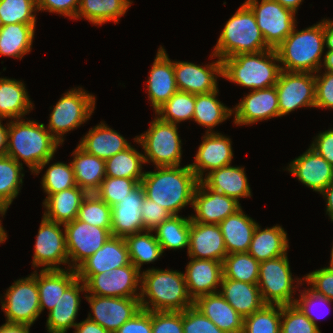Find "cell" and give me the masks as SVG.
<instances>
[{
    "label": "cell",
    "instance_id": "6da1fadb",
    "mask_svg": "<svg viewBox=\"0 0 333 333\" xmlns=\"http://www.w3.org/2000/svg\"><path fill=\"white\" fill-rule=\"evenodd\" d=\"M59 145L44 123L23 118L8 123L6 155L21 165L25 163L32 174L39 175L53 159Z\"/></svg>",
    "mask_w": 333,
    "mask_h": 333
},
{
    "label": "cell",
    "instance_id": "7a4b0ae2",
    "mask_svg": "<svg viewBox=\"0 0 333 333\" xmlns=\"http://www.w3.org/2000/svg\"><path fill=\"white\" fill-rule=\"evenodd\" d=\"M155 168L156 171H145L140 183L145 196L172 215H179L188 204L193 206V195L199 180L189 164Z\"/></svg>",
    "mask_w": 333,
    "mask_h": 333
},
{
    "label": "cell",
    "instance_id": "3957f363",
    "mask_svg": "<svg viewBox=\"0 0 333 333\" xmlns=\"http://www.w3.org/2000/svg\"><path fill=\"white\" fill-rule=\"evenodd\" d=\"M139 292L143 310L182 312L194 306L181 271L154 267L144 270Z\"/></svg>",
    "mask_w": 333,
    "mask_h": 333
},
{
    "label": "cell",
    "instance_id": "277c9868",
    "mask_svg": "<svg viewBox=\"0 0 333 333\" xmlns=\"http://www.w3.org/2000/svg\"><path fill=\"white\" fill-rule=\"evenodd\" d=\"M324 48L323 19L321 22L299 31L295 26L275 50L283 71L316 73L321 69Z\"/></svg>",
    "mask_w": 333,
    "mask_h": 333
},
{
    "label": "cell",
    "instance_id": "5b68a950",
    "mask_svg": "<svg viewBox=\"0 0 333 333\" xmlns=\"http://www.w3.org/2000/svg\"><path fill=\"white\" fill-rule=\"evenodd\" d=\"M281 71L274 49L238 54L222 60V77L251 91L275 86Z\"/></svg>",
    "mask_w": 333,
    "mask_h": 333
},
{
    "label": "cell",
    "instance_id": "8992f818",
    "mask_svg": "<svg viewBox=\"0 0 333 333\" xmlns=\"http://www.w3.org/2000/svg\"><path fill=\"white\" fill-rule=\"evenodd\" d=\"M269 49L256 23L254 12L244 2L226 22L210 58L223 60L238 54Z\"/></svg>",
    "mask_w": 333,
    "mask_h": 333
},
{
    "label": "cell",
    "instance_id": "52a82bcc",
    "mask_svg": "<svg viewBox=\"0 0 333 333\" xmlns=\"http://www.w3.org/2000/svg\"><path fill=\"white\" fill-rule=\"evenodd\" d=\"M143 148L145 163L155 167L180 166L182 140L176 124L162 121L158 116L151 121L149 129L134 138Z\"/></svg>",
    "mask_w": 333,
    "mask_h": 333
},
{
    "label": "cell",
    "instance_id": "ba28073f",
    "mask_svg": "<svg viewBox=\"0 0 333 333\" xmlns=\"http://www.w3.org/2000/svg\"><path fill=\"white\" fill-rule=\"evenodd\" d=\"M96 97L82 87L72 88L58 100L49 116L48 130L62 145L64 135L90 119L95 110Z\"/></svg>",
    "mask_w": 333,
    "mask_h": 333
},
{
    "label": "cell",
    "instance_id": "9c48e42d",
    "mask_svg": "<svg viewBox=\"0 0 333 333\" xmlns=\"http://www.w3.org/2000/svg\"><path fill=\"white\" fill-rule=\"evenodd\" d=\"M287 254L260 262L258 287L266 305H291L295 303L293 293L304 278L292 277ZM297 282V285H293Z\"/></svg>",
    "mask_w": 333,
    "mask_h": 333
},
{
    "label": "cell",
    "instance_id": "30bf717a",
    "mask_svg": "<svg viewBox=\"0 0 333 333\" xmlns=\"http://www.w3.org/2000/svg\"><path fill=\"white\" fill-rule=\"evenodd\" d=\"M86 286V295L140 298L141 272L130 262L95 275H77Z\"/></svg>",
    "mask_w": 333,
    "mask_h": 333
},
{
    "label": "cell",
    "instance_id": "8fae6325",
    "mask_svg": "<svg viewBox=\"0 0 333 333\" xmlns=\"http://www.w3.org/2000/svg\"><path fill=\"white\" fill-rule=\"evenodd\" d=\"M1 304L6 322L32 326L41 314L36 270L28 277L14 281Z\"/></svg>",
    "mask_w": 333,
    "mask_h": 333
},
{
    "label": "cell",
    "instance_id": "7c38bea8",
    "mask_svg": "<svg viewBox=\"0 0 333 333\" xmlns=\"http://www.w3.org/2000/svg\"><path fill=\"white\" fill-rule=\"evenodd\" d=\"M254 12L256 23L270 49H276L293 31L296 25L295 13L276 0H246Z\"/></svg>",
    "mask_w": 333,
    "mask_h": 333
},
{
    "label": "cell",
    "instance_id": "4fadbf2b",
    "mask_svg": "<svg viewBox=\"0 0 333 333\" xmlns=\"http://www.w3.org/2000/svg\"><path fill=\"white\" fill-rule=\"evenodd\" d=\"M42 217L34 245L33 268L42 267L41 270H63L59 265L68 264L67 269H69L64 225L50 221L44 216Z\"/></svg>",
    "mask_w": 333,
    "mask_h": 333
},
{
    "label": "cell",
    "instance_id": "5bb4252c",
    "mask_svg": "<svg viewBox=\"0 0 333 333\" xmlns=\"http://www.w3.org/2000/svg\"><path fill=\"white\" fill-rule=\"evenodd\" d=\"M275 87L280 117L298 108H315V73L282 70Z\"/></svg>",
    "mask_w": 333,
    "mask_h": 333
},
{
    "label": "cell",
    "instance_id": "9a60e30c",
    "mask_svg": "<svg viewBox=\"0 0 333 333\" xmlns=\"http://www.w3.org/2000/svg\"><path fill=\"white\" fill-rule=\"evenodd\" d=\"M64 229L69 267L74 270L101 248L107 239L112 236L111 232L106 228L90 225L77 219L66 223Z\"/></svg>",
    "mask_w": 333,
    "mask_h": 333
},
{
    "label": "cell",
    "instance_id": "2e32d148",
    "mask_svg": "<svg viewBox=\"0 0 333 333\" xmlns=\"http://www.w3.org/2000/svg\"><path fill=\"white\" fill-rule=\"evenodd\" d=\"M91 307L88 319L96 322L110 333H115L126 321L141 309L139 298L106 297L85 295Z\"/></svg>",
    "mask_w": 333,
    "mask_h": 333
},
{
    "label": "cell",
    "instance_id": "e0dca14e",
    "mask_svg": "<svg viewBox=\"0 0 333 333\" xmlns=\"http://www.w3.org/2000/svg\"><path fill=\"white\" fill-rule=\"evenodd\" d=\"M192 207L195 211V215H191L192 221L219 224L239 210L241 204L235 198L210 189L200 180L194 191Z\"/></svg>",
    "mask_w": 333,
    "mask_h": 333
},
{
    "label": "cell",
    "instance_id": "ac0fdd59",
    "mask_svg": "<svg viewBox=\"0 0 333 333\" xmlns=\"http://www.w3.org/2000/svg\"><path fill=\"white\" fill-rule=\"evenodd\" d=\"M178 91L191 94H206L218 89L217 77H222V60L207 65L186 61H173Z\"/></svg>",
    "mask_w": 333,
    "mask_h": 333
},
{
    "label": "cell",
    "instance_id": "d6986e66",
    "mask_svg": "<svg viewBox=\"0 0 333 333\" xmlns=\"http://www.w3.org/2000/svg\"><path fill=\"white\" fill-rule=\"evenodd\" d=\"M232 110L237 126L280 117L276 87L250 91Z\"/></svg>",
    "mask_w": 333,
    "mask_h": 333
},
{
    "label": "cell",
    "instance_id": "ffe728a7",
    "mask_svg": "<svg viewBox=\"0 0 333 333\" xmlns=\"http://www.w3.org/2000/svg\"><path fill=\"white\" fill-rule=\"evenodd\" d=\"M202 138L194 163L189 164L199 181L212 170L232 164L233 159L232 141L229 137L213 132L205 133Z\"/></svg>",
    "mask_w": 333,
    "mask_h": 333
},
{
    "label": "cell",
    "instance_id": "44dd1931",
    "mask_svg": "<svg viewBox=\"0 0 333 333\" xmlns=\"http://www.w3.org/2000/svg\"><path fill=\"white\" fill-rule=\"evenodd\" d=\"M286 170L318 193L333 181V166L310 146L302 155L293 159Z\"/></svg>",
    "mask_w": 333,
    "mask_h": 333
},
{
    "label": "cell",
    "instance_id": "7402d4cb",
    "mask_svg": "<svg viewBox=\"0 0 333 333\" xmlns=\"http://www.w3.org/2000/svg\"><path fill=\"white\" fill-rule=\"evenodd\" d=\"M147 93L150 104L156 112L178 91L173 69V61L163 47L158 48L147 80Z\"/></svg>",
    "mask_w": 333,
    "mask_h": 333
},
{
    "label": "cell",
    "instance_id": "603a6c76",
    "mask_svg": "<svg viewBox=\"0 0 333 333\" xmlns=\"http://www.w3.org/2000/svg\"><path fill=\"white\" fill-rule=\"evenodd\" d=\"M144 197L143 186L139 184L121 202L111 207L112 236L126 237L145 231L140 210Z\"/></svg>",
    "mask_w": 333,
    "mask_h": 333
},
{
    "label": "cell",
    "instance_id": "cb8c5ba5",
    "mask_svg": "<svg viewBox=\"0 0 333 333\" xmlns=\"http://www.w3.org/2000/svg\"><path fill=\"white\" fill-rule=\"evenodd\" d=\"M190 258L184 273L190 297L195 301L198 297L219 292L223 263L215 260Z\"/></svg>",
    "mask_w": 333,
    "mask_h": 333
},
{
    "label": "cell",
    "instance_id": "d4e9b609",
    "mask_svg": "<svg viewBox=\"0 0 333 333\" xmlns=\"http://www.w3.org/2000/svg\"><path fill=\"white\" fill-rule=\"evenodd\" d=\"M187 254L191 258L223 263L227 251L219 224H203L191 220Z\"/></svg>",
    "mask_w": 333,
    "mask_h": 333
},
{
    "label": "cell",
    "instance_id": "484cf974",
    "mask_svg": "<svg viewBox=\"0 0 333 333\" xmlns=\"http://www.w3.org/2000/svg\"><path fill=\"white\" fill-rule=\"evenodd\" d=\"M130 263L124 237L111 236L104 245L77 269V275H95L120 268Z\"/></svg>",
    "mask_w": 333,
    "mask_h": 333
},
{
    "label": "cell",
    "instance_id": "4316f807",
    "mask_svg": "<svg viewBox=\"0 0 333 333\" xmlns=\"http://www.w3.org/2000/svg\"><path fill=\"white\" fill-rule=\"evenodd\" d=\"M80 292L86 294V286L77 278L63 292L55 307L48 312L46 328L49 333H67V330L75 327L80 310Z\"/></svg>",
    "mask_w": 333,
    "mask_h": 333
},
{
    "label": "cell",
    "instance_id": "83f0119b",
    "mask_svg": "<svg viewBox=\"0 0 333 333\" xmlns=\"http://www.w3.org/2000/svg\"><path fill=\"white\" fill-rule=\"evenodd\" d=\"M194 307L225 333H242L244 318L219 293L198 297Z\"/></svg>",
    "mask_w": 333,
    "mask_h": 333
},
{
    "label": "cell",
    "instance_id": "f1b7e54d",
    "mask_svg": "<svg viewBox=\"0 0 333 333\" xmlns=\"http://www.w3.org/2000/svg\"><path fill=\"white\" fill-rule=\"evenodd\" d=\"M78 146L85 152L106 161L129 148L131 143H128L124 136L101 121L89 129L88 133L81 138Z\"/></svg>",
    "mask_w": 333,
    "mask_h": 333
},
{
    "label": "cell",
    "instance_id": "f546056e",
    "mask_svg": "<svg viewBox=\"0 0 333 333\" xmlns=\"http://www.w3.org/2000/svg\"><path fill=\"white\" fill-rule=\"evenodd\" d=\"M220 288L219 293L243 318L266 305L257 284L222 277Z\"/></svg>",
    "mask_w": 333,
    "mask_h": 333
},
{
    "label": "cell",
    "instance_id": "4dcf8cb0",
    "mask_svg": "<svg viewBox=\"0 0 333 333\" xmlns=\"http://www.w3.org/2000/svg\"><path fill=\"white\" fill-rule=\"evenodd\" d=\"M257 224L242 207L220 222L227 254L248 252Z\"/></svg>",
    "mask_w": 333,
    "mask_h": 333
},
{
    "label": "cell",
    "instance_id": "1f68e13d",
    "mask_svg": "<svg viewBox=\"0 0 333 333\" xmlns=\"http://www.w3.org/2000/svg\"><path fill=\"white\" fill-rule=\"evenodd\" d=\"M244 167L223 166L212 170L202 181L215 191L235 198L238 202L241 198L251 197V188L245 174Z\"/></svg>",
    "mask_w": 333,
    "mask_h": 333
},
{
    "label": "cell",
    "instance_id": "d6a6232c",
    "mask_svg": "<svg viewBox=\"0 0 333 333\" xmlns=\"http://www.w3.org/2000/svg\"><path fill=\"white\" fill-rule=\"evenodd\" d=\"M87 193L79 186L47 195L43 200L46 209L43 216L53 222L65 225L77 218L82 200Z\"/></svg>",
    "mask_w": 333,
    "mask_h": 333
},
{
    "label": "cell",
    "instance_id": "836d02e7",
    "mask_svg": "<svg viewBox=\"0 0 333 333\" xmlns=\"http://www.w3.org/2000/svg\"><path fill=\"white\" fill-rule=\"evenodd\" d=\"M287 233L280 225L261 229L257 224L248 253L259 263L288 254Z\"/></svg>",
    "mask_w": 333,
    "mask_h": 333
},
{
    "label": "cell",
    "instance_id": "e575fe53",
    "mask_svg": "<svg viewBox=\"0 0 333 333\" xmlns=\"http://www.w3.org/2000/svg\"><path fill=\"white\" fill-rule=\"evenodd\" d=\"M36 268V281L39 290L40 311L45 308L50 312L63 292L78 278L74 269L40 270Z\"/></svg>",
    "mask_w": 333,
    "mask_h": 333
},
{
    "label": "cell",
    "instance_id": "d590c367",
    "mask_svg": "<svg viewBox=\"0 0 333 333\" xmlns=\"http://www.w3.org/2000/svg\"><path fill=\"white\" fill-rule=\"evenodd\" d=\"M24 82L0 77V119H22L33 110Z\"/></svg>",
    "mask_w": 333,
    "mask_h": 333
},
{
    "label": "cell",
    "instance_id": "8d00e7d4",
    "mask_svg": "<svg viewBox=\"0 0 333 333\" xmlns=\"http://www.w3.org/2000/svg\"><path fill=\"white\" fill-rule=\"evenodd\" d=\"M72 156L71 165L76 185L87 194L95 193L106 177L105 160L85 152L78 145Z\"/></svg>",
    "mask_w": 333,
    "mask_h": 333
},
{
    "label": "cell",
    "instance_id": "74e56055",
    "mask_svg": "<svg viewBox=\"0 0 333 333\" xmlns=\"http://www.w3.org/2000/svg\"><path fill=\"white\" fill-rule=\"evenodd\" d=\"M36 24L0 26V55L22 59L32 49Z\"/></svg>",
    "mask_w": 333,
    "mask_h": 333
},
{
    "label": "cell",
    "instance_id": "f35d334b",
    "mask_svg": "<svg viewBox=\"0 0 333 333\" xmlns=\"http://www.w3.org/2000/svg\"><path fill=\"white\" fill-rule=\"evenodd\" d=\"M132 3L131 0H80L76 19L84 17L99 26L109 21L117 24Z\"/></svg>",
    "mask_w": 333,
    "mask_h": 333
},
{
    "label": "cell",
    "instance_id": "ab89813d",
    "mask_svg": "<svg viewBox=\"0 0 333 333\" xmlns=\"http://www.w3.org/2000/svg\"><path fill=\"white\" fill-rule=\"evenodd\" d=\"M219 90L206 94L195 95V110L193 120L203 127L206 133H213L214 127L223 123L233 114L232 108H228L217 99Z\"/></svg>",
    "mask_w": 333,
    "mask_h": 333
},
{
    "label": "cell",
    "instance_id": "60d3db41",
    "mask_svg": "<svg viewBox=\"0 0 333 333\" xmlns=\"http://www.w3.org/2000/svg\"><path fill=\"white\" fill-rule=\"evenodd\" d=\"M190 223L191 216L171 215L153 230L163 253L166 249L178 250L187 247L188 250Z\"/></svg>",
    "mask_w": 333,
    "mask_h": 333
},
{
    "label": "cell",
    "instance_id": "b9f144b4",
    "mask_svg": "<svg viewBox=\"0 0 333 333\" xmlns=\"http://www.w3.org/2000/svg\"><path fill=\"white\" fill-rule=\"evenodd\" d=\"M153 231H141L124 237L130 262L140 271L143 264L155 262L163 254Z\"/></svg>",
    "mask_w": 333,
    "mask_h": 333
},
{
    "label": "cell",
    "instance_id": "7bdbcfd3",
    "mask_svg": "<svg viewBox=\"0 0 333 333\" xmlns=\"http://www.w3.org/2000/svg\"><path fill=\"white\" fill-rule=\"evenodd\" d=\"M142 164H145L143 153L130 146L105 161V173L109 177L135 179L141 183L145 174Z\"/></svg>",
    "mask_w": 333,
    "mask_h": 333
},
{
    "label": "cell",
    "instance_id": "ee69618b",
    "mask_svg": "<svg viewBox=\"0 0 333 333\" xmlns=\"http://www.w3.org/2000/svg\"><path fill=\"white\" fill-rule=\"evenodd\" d=\"M23 165L8 155L0 156V204L10 206L23 183Z\"/></svg>",
    "mask_w": 333,
    "mask_h": 333
},
{
    "label": "cell",
    "instance_id": "f6af8a7d",
    "mask_svg": "<svg viewBox=\"0 0 333 333\" xmlns=\"http://www.w3.org/2000/svg\"><path fill=\"white\" fill-rule=\"evenodd\" d=\"M259 264L248 252L227 254L223 260V277L258 284Z\"/></svg>",
    "mask_w": 333,
    "mask_h": 333
},
{
    "label": "cell",
    "instance_id": "bcb514c9",
    "mask_svg": "<svg viewBox=\"0 0 333 333\" xmlns=\"http://www.w3.org/2000/svg\"><path fill=\"white\" fill-rule=\"evenodd\" d=\"M195 94L177 91L161 106L155 114L165 122L178 125L186 120H193Z\"/></svg>",
    "mask_w": 333,
    "mask_h": 333
},
{
    "label": "cell",
    "instance_id": "7dc6e473",
    "mask_svg": "<svg viewBox=\"0 0 333 333\" xmlns=\"http://www.w3.org/2000/svg\"><path fill=\"white\" fill-rule=\"evenodd\" d=\"M281 305H265L244 318L242 333H280Z\"/></svg>",
    "mask_w": 333,
    "mask_h": 333
},
{
    "label": "cell",
    "instance_id": "c3c4849f",
    "mask_svg": "<svg viewBox=\"0 0 333 333\" xmlns=\"http://www.w3.org/2000/svg\"><path fill=\"white\" fill-rule=\"evenodd\" d=\"M37 0H0V26L36 24Z\"/></svg>",
    "mask_w": 333,
    "mask_h": 333
},
{
    "label": "cell",
    "instance_id": "681fc988",
    "mask_svg": "<svg viewBox=\"0 0 333 333\" xmlns=\"http://www.w3.org/2000/svg\"><path fill=\"white\" fill-rule=\"evenodd\" d=\"M76 219L111 232V207L95 193L84 197Z\"/></svg>",
    "mask_w": 333,
    "mask_h": 333
},
{
    "label": "cell",
    "instance_id": "f907efd6",
    "mask_svg": "<svg viewBox=\"0 0 333 333\" xmlns=\"http://www.w3.org/2000/svg\"><path fill=\"white\" fill-rule=\"evenodd\" d=\"M41 185L46 195L77 186L71 162L66 164L58 161L51 164L41 179Z\"/></svg>",
    "mask_w": 333,
    "mask_h": 333
},
{
    "label": "cell",
    "instance_id": "816d5d0a",
    "mask_svg": "<svg viewBox=\"0 0 333 333\" xmlns=\"http://www.w3.org/2000/svg\"><path fill=\"white\" fill-rule=\"evenodd\" d=\"M139 184L135 179L106 176L95 194L112 207L121 202Z\"/></svg>",
    "mask_w": 333,
    "mask_h": 333
},
{
    "label": "cell",
    "instance_id": "f5cc1de1",
    "mask_svg": "<svg viewBox=\"0 0 333 333\" xmlns=\"http://www.w3.org/2000/svg\"><path fill=\"white\" fill-rule=\"evenodd\" d=\"M280 333H321L295 304L281 306Z\"/></svg>",
    "mask_w": 333,
    "mask_h": 333
},
{
    "label": "cell",
    "instance_id": "db71d44e",
    "mask_svg": "<svg viewBox=\"0 0 333 333\" xmlns=\"http://www.w3.org/2000/svg\"><path fill=\"white\" fill-rule=\"evenodd\" d=\"M184 333H225L194 306L183 311Z\"/></svg>",
    "mask_w": 333,
    "mask_h": 333
},
{
    "label": "cell",
    "instance_id": "11a10c76",
    "mask_svg": "<svg viewBox=\"0 0 333 333\" xmlns=\"http://www.w3.org/2000/svg\"><path fill=\"white\" fill-rule=\"evenodd\" d=\"M152 333H184L183 311H152Z\"/></svg>",
    "mask_w": 333,
    "mask_h": 333
},
{
    "label": "cell",
    "instance_id": "9f6ffc18",
    "mask_svg": "<svg viewBox=\"0 0 333 333\" xmlns=\"http://www.w3.org/2000/svg\"><path fill=\"white\" fill-rule=\"evenodd\" d=\"M310 289L316 294L333 301V270L328 266L306 274L304 277Z\"/></svg>",
    "mask_w": 333,
    "mask_h": 333
},
{
    "label": "cell",
    "instance_id": "6f0895ef",
    "mask_svg": "<svg viewBox=\"0 0 333 333\" xmlns=\"http://www.w3.org/2000/svg\"><path fill=\"white\" fill-rule=\"evenodd\" d=\"M315 73V108L333 109V72Z\"/></svg>",
    "mask_w": 333,
    "mask_h": 333
},
{
    "label": "cell",
    "instance_id": "680465c9",
    "mask_svg": "<svg viewBox=\"0 0 333 333\" xmlns=\"http://www.w3.org/2000/svg\"><path fill=\"white\" fill-rule=\"evenodd\" d=\"M299 294L300 296L299 299L295 298V305L315 324L318 326L317 324V319H320L319 317H321V314H319L320 316H318V314H316L315 316V308L314 306L316 305L318 307V305H331V303L333 301L329 300L328 298H326L325 296L316 294L314 291H312L310 288L308 289H304L303 291L299 290ZM322 308V307H320ZM314 312H313V311ZM318 311V310H317ZM324 316V315H323ZM322 316V317H323ZM321 317V318H322ZM325 317V316H324Z\"/></svg>",
    "mask_w": 333,
    "mask_h": 333
},
{
    "label": "cell",
    "instance_id": "91938a15",
    "mask_svg": "<svg viewBox=\"0 0 333 333\" xmlns=\"http://www.w3.org/2000/svg\"><path fill=\"white\" fill-rule=\"evenodd\" d=\"M140 210L143 226L145 230L148 231H153L159 224L172 215L168 210L148 199L146 196L144 197Z\"/></svg>",
    "mask_w": 333,
    "mask_h": 333
},
{
    "label": "cell",
    "instance_id": "94428289",
    "mask_svg": "<svg viewBox=\"0 0 333 333\" xmlns=\"http://www.w3.org/2000/svg\"><path fill=\"white\" fill-rule=\"evenodd\" d=\"M80 0H37L39 11L60 14L68 19H75L79 10Z\"/></svg>",
    "mask_w": 333,
    "mask_h": 333
},
{
    "label": "cell",
    "instance_id": "6125c7cd",
    "mask_svg": "<svg viewBox=\"0 0 333 333\" xmlns=\"http://www.w3.org/2000/svg\"><path fill=\"white\" fill-rule=\"evenodd\" d=\"M115 333H152V311L141 309L132 319L123 323Z\"/></svg>",
    "mask_w": 333,
    "mask_h": 333
},
{
    "label": "cell",
    "instance_id": "be15d7a7",
    "mask_svg": "<svg viewBox=\"0 0 333 333\" xmlns=\"http://www.w3.org/2000/svg\"><path fill=\"white\" fill-rule=\"evenodd\" d=\"M310 145L333 166V128L320 132Z\"/></svg>",
    "mask_w": 333,
    "mask_h": 333
},
{
    "label": "cell",
    "instance_id": "e7e4bbea",
    "mask_svg": "<svg viewBox=\"0 0 333 333\" xmlns=\"http://www.w3.org/2000/svg\"><path fill=\"white\" fill-rule=\"evenodd\" d=\"M74 333H110L102 326L86 318L77 323L74 327Z\"/></svg>",
    "mask_w": 333,
    "mask_h": 333
},
{
    "label": "cell",
    "instance_id": "03108f58",
    "mask_svg": "<svg viewBox=\"0 0 333 333\" xmlns=\"http://www.w3.org/2000/svg\"><path fill=\"white\" fill-rule=\"evenodd\" d=\"M31 325L6 322L0 326V333H30Z\"/></svg>",
    "mask_w": 333,
    "mask_h": 333
},
{
    "label": "cell",
    "instance_id": "003e7915",
    "mask_svg": "<svg viewBox=\"0 0 333 333\" xmlns=\"http://www.w3.org/2000/svg\"><path fill=\"white\" fill-rule=\"evenodd\" d=\"M320 194L326 200V214L333 222V181Z\"/></svg>",
    "mask_w": 333,
    "mask_h": 333
},
{
    "label": "cell",
    "instance_id": "a7ac6f4b",
    "mask_svg": "<svg viewBox=\"0 0 333 333\" xmlns=\"http://www.w3.org/2000/svg\"><path fill=\"white\" fill-rule=\"evenodd\" d=\"M324 38L327 50L333 51V20L324 18Z\"/></svg>",
    "mask_w": 333,
    "mask_h": 333
},
{
    "label": "cell",
    "instance_id": "89a4df30",
    "mask_svg": "<svg viewBox=\"0 0 333 333\" xmlns=\"http://www.w3.org/2000/svg\"><path fill=\"white\" fill-rule=\"evenodd\" d=\"M2 120L3 119H0V156L6 155L8 147V122L6 126H4L1 122Z\"/></svg>",
    "mask_w": 333,
    "mask_h": 333
},
{
    "label": "cell",
    "instance_id": "2644e50d",
    "mask_svg": "<svg viewBox=\"0 0 333 333\" xmlns=\"http://www.w3.org/2000/svg\"><path fill=\"white\" fill-rule=\"evenodd\" d=\"M325 56L323 59V64H321L322 67L325 69L324 71L333 72V51L327 50L324 54Z\"/></svg>",
    "mask_w": 333,
    "mask_h": 333
},
{
    "label": "cell",
    "instance_id": "8c879c8a",
    "mask_svg": "<svg viewBox=\"0 0 333 333\" xmlns=\"http://www.w3.org/2000/svg\"><path fill=\"white\" fill-rule=\"evenodd\" d=\"M279 4L287 9L292 10L295 14L298 11V7L302 4L303 0H276Z\"/></svg>",
    "mask_w": 333,
    "mask_h": 333
},
{
    "label": "cell",
    "instance_id": "753ad0ef",
    "mask_svg": "<svg viewBox=\"0 0 333 333\" xmlns=\"http://www.w3.org/2000/svg\"><path fill=\"white\" fill-rule=\"evenodd\" d=\"M9 207L3 204H0V216H3L6 214V211ZM7 240V233L4 230L1 219H0V244L4 243Z\"/></svg>",
    "mask_w": 333,
    "mask_h": 333
},
{
    "label": "cell",
    "instance_id": "34e18365",
    "mask_svg": "<svg viewBox=\"0 0 333 333\" xmlns=\"http://www.w3.org/2000/svg\"><path fill=\"white\" fill-rule=\"evenodd\" d=\"M331 260H330V266H328L330 269L333 270V245H332V248H331V256H330Z\"/></svg>",
    "mask_w": 333,
    "mask_h": 333
}]
</instances>
